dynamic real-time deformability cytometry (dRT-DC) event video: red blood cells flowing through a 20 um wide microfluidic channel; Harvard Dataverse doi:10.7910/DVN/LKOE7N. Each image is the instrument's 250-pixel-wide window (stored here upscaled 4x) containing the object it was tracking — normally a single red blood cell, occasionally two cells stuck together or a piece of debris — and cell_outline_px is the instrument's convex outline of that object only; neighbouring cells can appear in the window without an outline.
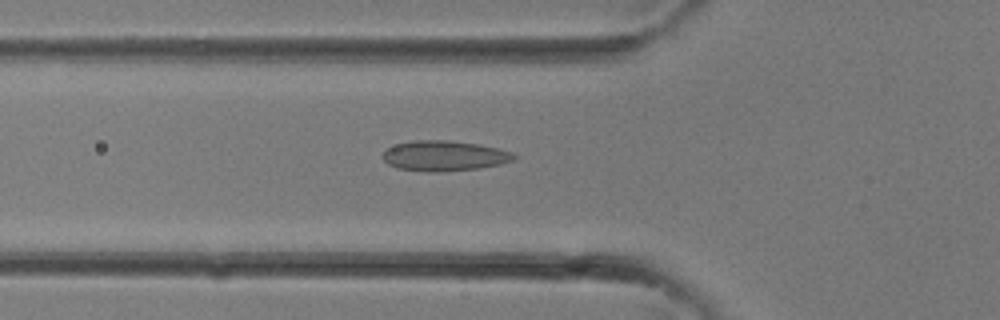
{"species": "common noctule bat (a hibernating species)", "species_latin": "Nyctalus noctula", "temperature_condition": "room temperature", "stored_images_in_passage": 32, "camera_frame_rate_fps": 3000, "um_per_image_px": 0.085, "animal": {"sex": "female"}, "frame": {"image": 1, "passage_image": 11, "time_ms": 3.333, "image_size_px": [1000, 320], "cell_outline_px": [[516, 156], [512, 160], [500, 164], [480, 168], [436, 172], [428, 172], [396, 168], [388, 164], [384, 160], [384, 152], [388, 148], [396, 144], [416, 140], [448, 140], [480, 144], [512, 152]], "centroid_in_image_um": [37.76, 13.24], "position_along_channel_um": 88.0, "area_um2": 23.0}}
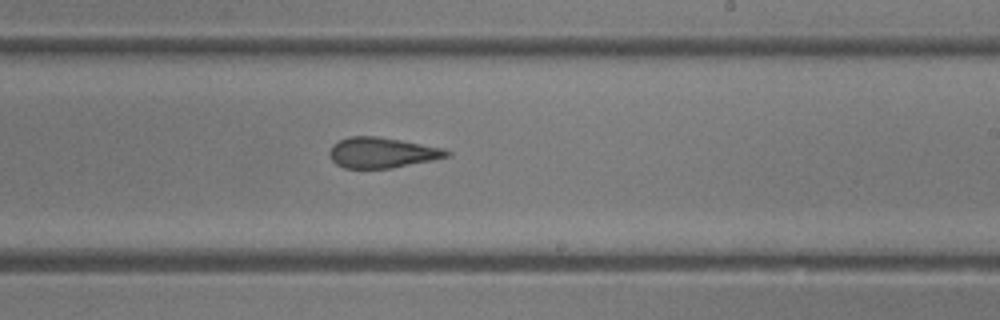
{"frame": {"image": 2, "passage_image": 19, "time_ms": 6.0, "image_size_px": [1000, 320], "cell_outline_px": [[452, 156], [392, 168], [344, 168], [336, 164], [332, 160], [328, 152], [332, 144], [348, 136], [376, 136], [400, 140], [444, 148], [452, 152]], "centroid_in_image_um": [32.48, 12.97], "position_along_channel_um": 256.5, "area_um2": 20.92}}
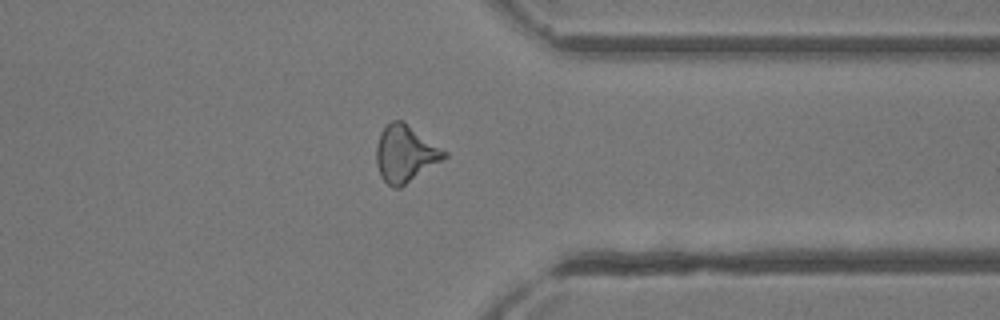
{"frame": {"image": 3, "passage_image": 25, "time_ms": 8.0, "image_size_px": [1000, 320], "cell_outline_px": [[448, 156], [400, 188], [392, 188], [380, 176], [376, 164], [376, 144], [380, 132], [392, 120], [404, 120], [448, 152]], "centroid_in_image_um": [34.44, 13.05], "position_along_channel_um": 377.0, "area_um2": 22.66}}